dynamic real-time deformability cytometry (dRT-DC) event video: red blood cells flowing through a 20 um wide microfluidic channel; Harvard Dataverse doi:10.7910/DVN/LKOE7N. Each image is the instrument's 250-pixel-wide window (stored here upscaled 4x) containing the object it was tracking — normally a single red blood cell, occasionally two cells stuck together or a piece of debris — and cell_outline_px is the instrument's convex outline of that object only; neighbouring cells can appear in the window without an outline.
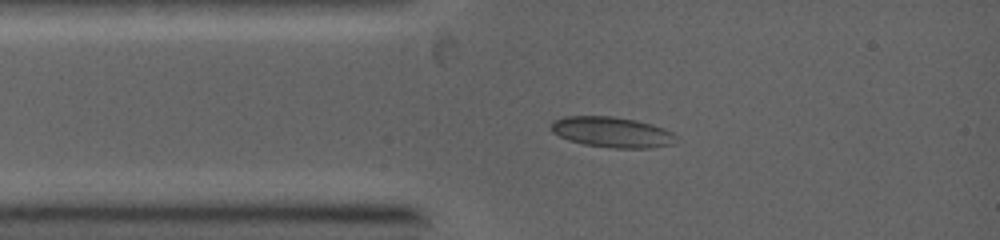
{"species": "common noctule bat (a hibernating species)", "species_latin": "Nyctalus noctula", "temperature_condition": "warm", "stored_images_in_passage": 4, "camera_frame_rate_fps": 5000, "um_per_image_px": 0.085, "animal": {"sex": "female", "body_mass_g": 19.0, "forearm_length_mm": 53.3}, "frame": {"image": 1, "passage_image": 1, "time_ms": 0.0, "image_size_px": [1000, 240], "cell_outline_px": [[680, 140], [672, 144], [648, 148], [612, 148], [584, 144], [560, 136], [552, 132], [548, 128], [552, 120], [564, 116], [612, 116], [636, 120], [652, 124], [664, 128], [680, 136]], "centroid_in_image_um": [52.05, 11.22], "position_along_channel_um": 33.0, "area_um2": 22.54}}